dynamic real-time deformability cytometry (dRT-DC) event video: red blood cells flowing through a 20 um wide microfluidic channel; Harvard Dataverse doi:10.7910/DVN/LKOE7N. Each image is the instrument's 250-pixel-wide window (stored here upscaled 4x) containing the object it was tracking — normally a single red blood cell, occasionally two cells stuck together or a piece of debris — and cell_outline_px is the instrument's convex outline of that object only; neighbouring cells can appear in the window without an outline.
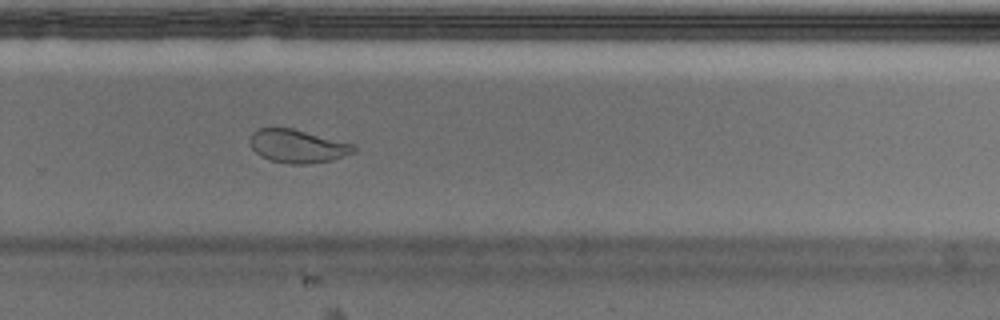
{"species": "Egyptian fruit bat (a non-hibernating species)", "species_latin": "Rousettus aegyptiacus", "temperature_condition": "cold", "stored_images_in_passage": 43, "segment_of_instrument_passage": [1, 2], "camera_frame_rate_fps": 3000, "um_per_image_px": 0.085, "animal": {"sex": "male"}, "frame": {"image": 1, "passage_image": 25, "time_ms": 8.0, "image_size_px": [1000, 320], "cell_outline_px": [[356, 152], [332, 160], [308, 164], [288, 164], [268, 160], [260, 156], [252, 148], [252, 132], [260, 128], [292, 128], [352, 144], [356, 148]], "centroid_in_image_um": [25.3, 12.44], "position_along_channel_um": 304.5, "area_um2": 19.88}}